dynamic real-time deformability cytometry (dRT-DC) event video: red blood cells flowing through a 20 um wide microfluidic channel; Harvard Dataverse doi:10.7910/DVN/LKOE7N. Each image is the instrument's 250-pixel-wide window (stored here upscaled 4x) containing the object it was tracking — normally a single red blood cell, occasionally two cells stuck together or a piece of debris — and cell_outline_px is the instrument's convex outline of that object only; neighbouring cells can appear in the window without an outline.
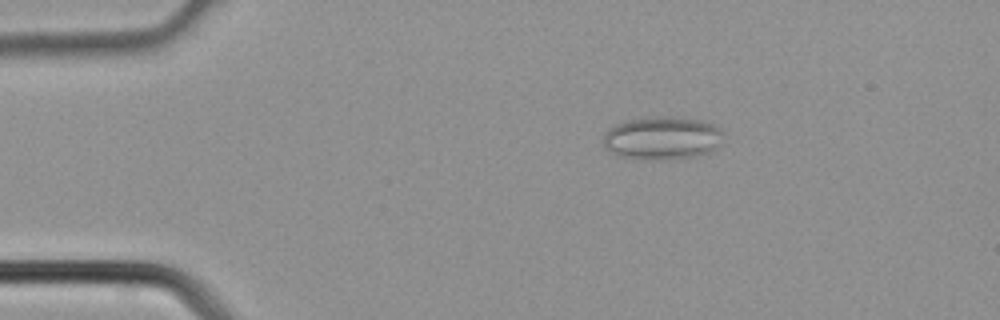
{"species": "common noctule bat (a hibernating species)", "species_latin": "Nyctalus noctula", "temperature_condition": "cold", "stored_images_in_passage": 3, "camera_frame_rate_fps": 3000, "um_per_image_px": 0.085, "animal": {"sex": "male", "body_mass_g": 21.5, "forearm_length_mm": 52.0}, "frame": {"image": 1, "passage_image": 2, "time_ms": 0.333, "image_size_px": [1000, 320], "cell_outline_px": [[724, 132], [720, 144], [708, 152], [696, 156], [660, 160], [620, 156], [604, 148], [604, 132], [616, 124], [628, 120], [700, 120], [716, 124]], "centroid_in_image_um": [56.31, 11.79], "position_along_channel_um": 28.7, "area_um2": 28.9}}